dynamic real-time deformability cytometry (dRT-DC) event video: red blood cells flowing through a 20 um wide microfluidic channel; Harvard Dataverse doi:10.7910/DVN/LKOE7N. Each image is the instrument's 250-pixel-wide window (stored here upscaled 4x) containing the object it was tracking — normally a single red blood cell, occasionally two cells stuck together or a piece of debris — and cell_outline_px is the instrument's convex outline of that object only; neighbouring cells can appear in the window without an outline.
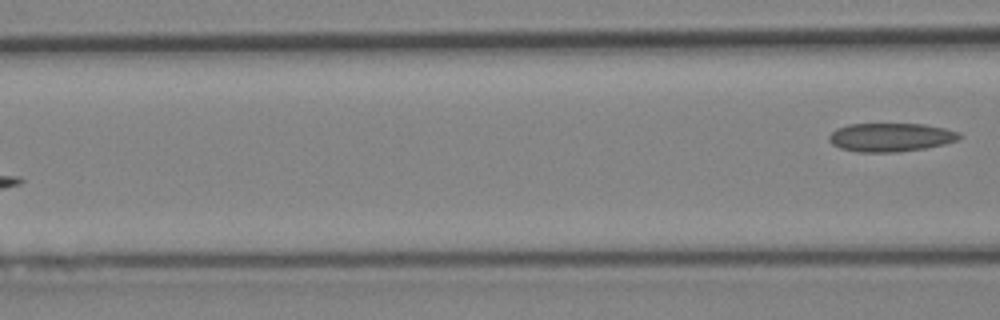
{"species": "Egyptian fruit bat (a non-hibernating species)", "species_latin": "Rousettus aegyptiacus", "temperature_condition": "cold", "stored_images_in_passage": 6, "camera_frame_rate_fps": 3000, "um_per_image_px": 0.085, "animal": {"sex": "female"}, "frame": {"image": 1, "passage_image": 6, "time_ms": 5.667, "image_size_px": [1000, 320], "cell_outline_px": [[964, 136], [956, 140], [944, 144], [924, 148], [896, 152], [860, 152], [840, 148], [832, 144], [828, 140], [828, 136], [836, 128], [848, 124], [924, 124], [944, 128], [960, 132]], "centroid_in_image_um": [75.7, 11.66], "position_along_channel_um": 90.9, "area_um2": 21.73}}